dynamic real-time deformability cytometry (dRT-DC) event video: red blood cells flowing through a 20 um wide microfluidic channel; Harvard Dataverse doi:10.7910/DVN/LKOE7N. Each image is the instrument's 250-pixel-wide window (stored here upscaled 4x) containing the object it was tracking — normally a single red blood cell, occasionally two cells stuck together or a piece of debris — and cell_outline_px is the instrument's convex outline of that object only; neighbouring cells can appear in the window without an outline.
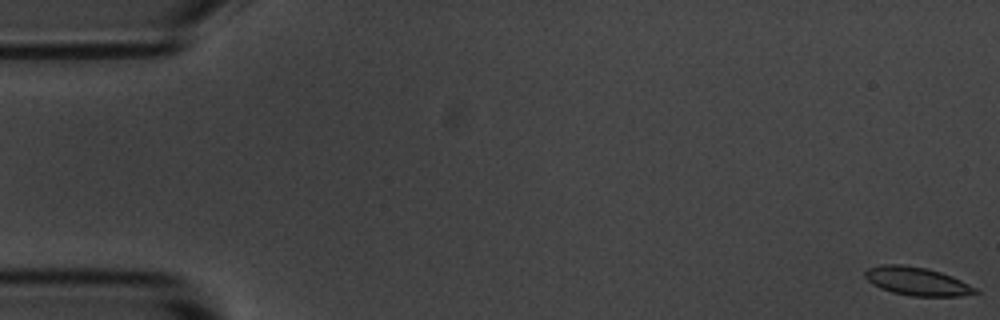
{"species": "common noctule bat (a hibernating species)", "species_latin": "Nyctalus noctula", "temperature_condition": "room temperature", "stored_images_in_passage": 6, "camera_frame_rate_fps": 3000, "um_per_image_px": 0.085, "animal": {"sex": "male", "body_mass_g": 20.1, "forearm_length_mm": 53.5}, "frame": {"image": 1, "passage_image": 1, "time_ms": 0.0, "image_size_px": [1000, 320], "cell_outline_px": [[980, 292], [960, 296], [912, 296], [892, 292], [880, 288], [872, 284], [864, 276], [864, 272], [868, 268], [880, 264], [904, 264], [928, 268], [952, 276], [976, 288]], "centroid_in_image_um": [77.91, 23.89], "position_along_channel_um": 7.1, "area_um2": 18.26}}
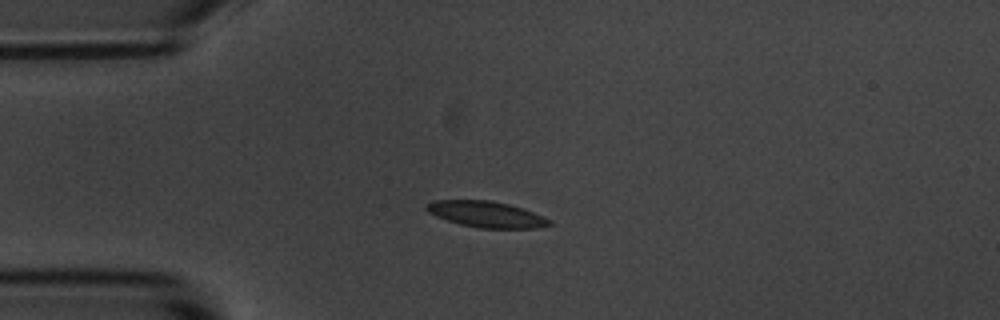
{"frame": {"image": 2, "passage_image": 5, "time_ms": 4.333, "image_size_px": [1000, 320], "cell_outline_px": [[552, 224], [536, 228], [480, 228], [460, 224], [436, 216], [428, 212], [424, 208], [424, 204], [436, 200], [492, 200], [508, 204], [532, 212], [552, 220]], "centroid_in_image_um": [41.3, 18.21], "position_along_channel_um": 43.7, "area_um2": 18.55}}